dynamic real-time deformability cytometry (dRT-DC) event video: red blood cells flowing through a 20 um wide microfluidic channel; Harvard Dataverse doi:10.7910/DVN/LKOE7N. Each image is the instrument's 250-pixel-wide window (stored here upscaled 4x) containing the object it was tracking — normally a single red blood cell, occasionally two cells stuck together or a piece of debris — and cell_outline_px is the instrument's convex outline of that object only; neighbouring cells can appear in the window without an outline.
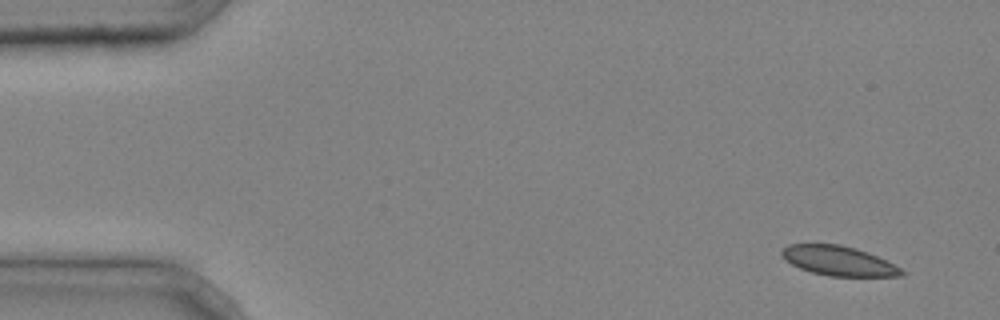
{"species": "common noctule bat (a hibernating species)", "species_latin": "Nyctalus noctula", "temperature_condition": "cold", "stored_images_in_passage": 3, "camera_frame_rate_fps": 3000, "um_per_image_px": 0.085, "animal": {"sex": "male", "body_mass_g": 20.4}, "frame": {"image": 1, "passage_image": 1, "time_ms": 0.0, "image_size_px": [1000, 320], "cell_outline_px": [[908, 272], [904, 276], [828, 276], [812, 272], [800, 268], [784, 260], [780, 252], [788, 244], [840, 244], [856, 248], [876, 256]], "centroid_in_image_um": [71.27, 22.17], "position_along_channel_um": 13.7, "area_um2": 20.58}}
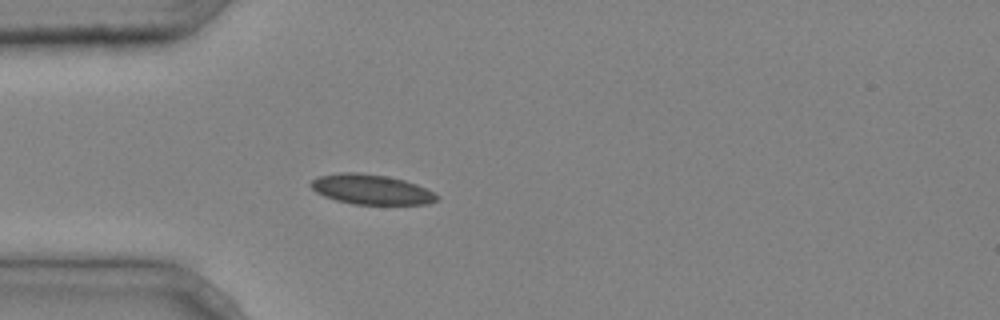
{"frame": {"image": 2, "passage_image": 3, "time_ms": 0.667, "image_size_px": [1000, 320], "cell_outline_px": [[440, 196], [436, 200], [428, 204], [352, 204], [336, 200], [324, 196], [316, 192], [308, 184], [312, 180], [320, 176], [340, 172], [356, 172], [388, 176], [404, 180], [416, 184]], "centroid_in_image_um": [31.53, 16.1], "position_along_channel_um": 53.5, "area_um2": 21.91}}